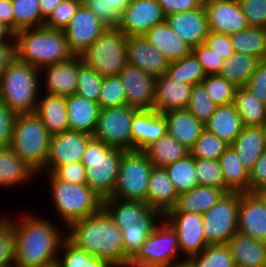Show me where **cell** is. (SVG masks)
<instances>
[{
    "instance_id": "14",
    "label": "cell",
    "mask_w": 266,
    "mask_h": 267,
    "mask_svg": "<svg viewBox=\"0 0 266 267\" xmlns=\"http://www.w3.org/2000/svg\"><path fill=\"white\" fill-rule=\"evenodd\" d=\"M92 138V135L71 130L51 135L48 157L42 172L52 173L59 166L81 162Z\"/></svg>"
},
{
    "instance_id": "62",
    "label": "cell",
    "mask_w": 266,
    "mask_h": 267,
    "mask_svg": "<svg viewBox=\"0 0 266 267\" xmlns=\"http://www.w3.org/2000/svg\"><path fill=\"white\" fill-rule=\"evenodd\" d=\"M266 189V152L264 151L249 172V192Z\"/></svg>"
},
{
    "instance_id": "30",
    "label": "cell",
    "mask_w": 266,
    "mask_h": 267,
    "mask_svg": "<svg viewBox=\"0 0 266 267\" xmlns=\"http://www.w3.org/2000/svg\"><path fill=\"white\" fill-rule=\"evenodd\" d=\"M235 267H266V242L236 233L226 243Z\"/></svg>"
},
{
    "instance_id": "67",
    "label": "cell",
    "mask_w": 266,
    "mask_h": 267,
    "mask_svg": "<svg viewBox=\"0 0 266 267\" xmlns=\"http://www.w3.org/2000/svg\"><path fill=\"white\" fill-rule=\"evenodd\" d=\"M0 42H15V32L0 21Z\"/></svg>"
},
{
    "instance_id": "61",
    "label": "cell",
    "mask_w": 266,
    "mask_h": 267,
    "mask_svg": "<svg viewBox=\"0 0 266 267\" xmlns=\"http://www.w3.org/2000/svg\"><path fill=\"white\" fill-rule=\"evenodd\" d=\"M16 114L0 100V149L10 146Z\"/></svg>"
},
{
    "instance_id": "58",
    "label": "cell",
    "mask_w": 266,
    "mask_h": 267,
    "mask_svg": "<svg viewBox=\"0 0 266 267\" xmlns=\"http://www.w3.org/2000/svg\"><path fill=\"white\" fill-rule=\"evenodd\" d=\"M245 88L266 104V59L259 61Z\"/></svg>"
},
{
    "instance_id": "33",
    "label": "cell",
    "mask_w": 266,
    "mask_h": 267,
    "mask_svg": "<svg viewBox=\"0 0 266 267\" xmlns=\"http://www.w3.org/2000/svg\"><path fill=\"white\" fill-rule=\"evenodd\" d=\"M223 189L208 186H196L179 194L177 204L167 212L198 213L203 215L210 210L225 194Z\"/></svg>"
},
{
    "instance_id": "27",
    "label": "cell",
    "mask_w": 266,
    "mask_h": 267,
    "mask_svg": "<svg viewBox=\"0 0 266 267\" xmlns=\"http://www.w3.org/2000/svg\"><path fill=\"white\" fill-rule=\"evenodd\" d=\"M162 114L166 120L167 133L190 150L205 129V124L188 109L172 110Z\"/></svg>"
},
{
    "instance_id": "38",
    "label": "cell",
    "mask_w": 266,
    "mask_h": 267,
    "mask_svg": "<svg viewBox=\"0 0 266 267\" xmlns=\"http://www.w3.org/2000/svg\"><path fill=\"white\" fill-rule=\"evenodd\" d=\"M243 126H265L266 104L245 87H237L234 102Z\"/></svg>"
},
{
    "instance_id": "5",
    "label": "cell",
    "mask_w": 266,
    "mask_h": 267,
    "mask_svg": "<svg viewBox=\"0 0 266 267\" xmlns=\"http://www.w3.org/2000/svg\"><path fill=\"white\" fill-rule=\"evenodd\" d=\"M50 136L42 120L34 112L16 114L9 147L41 174L48 157Z\"/></svg>"
},
{
    "instance_id": "37",
    "label": "cell",
    "mask_w": 266,
    "mask_h": 267,
    "mask_svg": "<svg viewBox=\"0 0 266 267\" xmlns=\"http://www.w3.org/2000/svg\"><path fill=\"white\" fill-rule=\"evenodd\" d=\"M144 152L154 167H165L190 154V150L169 133L149 145Z\"/></svg>"
},
{
    "instance_id": "41",
    "label": "cell",
    "mask_w": 266,
    "mask_h": 267,
    "mask_svg": "<svg viewBox=\"0 0 266 267\" xmlns=\"http://www.w3.org/2000/svg\"><path fill=\"white\" fill-rule=\"evenodd\" d=\"M164 168L178 194L187 192L198 186L195 158L191 154H188L181 160L166 165Z\"/></svg>"
},
{
    "instance_id": "42",
    "label": "cell",
    "mask_w": 266,
    "mask_h": 267,
    "mask_svg": "<svg viewBox=\"0 0 266 267\" xmlns=\"http://www.w3.org/2000/svg\"><path fill=\"white\" fill-rule=\"evenodd\" d=\"M59 250L64 254L57 257L60 267H114L109 261L95 257L85 250L79 249L67 237L62 241Z\"/></svg>"
},
{
    "instance_id": "71",
    "label": "cell",
    "mask_w": 266,
    "mask_h": 267,
    "mask_svg": "<svg viewBox=\"0 0 266 267\" xmlns=\"http://www.w3.org/2000/svg\"><path fill=\"white\" fill-rule=\"evenodd\" d=\"M44 267H60V265L57 262H53L51 264L45 265Z\"/></svg>"
},
{
    "instance_id": "6",
    "label": "cell",
    "mask_w": 266,
    "mask_h": 267,
    "mask_svg": "<svg viewBox=\"0 0 266 267\" xmlns=\"http://www.w3.org/2000/svg\"><path fill=\"white\" fill-rule=\"evenodd\" d=\"M124 151L94 138L87 144L81 161L86 169V184L102 199L110 197L115 189Z\"/></svg>"
},
{
    "instance_id": "63",
    "label": "cell",
    "mask_w": 266,
    "mask_h": 267,
    "mask_svg": "<svg viewBox=\"0 0 266 267\" xmlns=\"http://www.w3.org/2000/svg\"><path fill=\"white\" fill-rule=\"evenodd\" d=\"M165 16L173 13L184 12L199 8L203 2L201 0H157Z\"/></svg>"
},
{
    "instance_id": "8",
    "label": "cell",
    "mask_w": 266,
    "mask_h": 267,
    "mask_svg": "<svg viewBox=\"0 0 266 267\" xmlns=\"http://www.w3.org/2000/svg\"><path fill=\"white\" fill-rule=\"evenodd\" d=\"M153 167L144 151L125 150L110 197L147 203L148 182Z\"/></svg>"
},
{
    "instance_id": "60",
    "label": "cell",
    "mask_w": 266,
    "mask_h": 267,
    "mask_svg": "<svg viewBox=\"0 0 266 267\" xmlns=\"http://www.w3.org/2000/svg\"><path fill=\"white\" fill-rule=\"evenodd\" d=\"M204 44L224 60L235 53L230 35L227 34L209 31L208 36L204 40Z\"/></svg>"
},
{
    "instance_id": "64",
    "label": "cell",
    "mask_w": 266,
    "mask_h": 267,
    "mask_svg": "<svg viewBox=\"0 0 266 267\" xmlns=\"http://www.w3.org/2000/svg\"><path fill=\"white\" fill-rule=\"evenodd\" d=\"M15 42H0V77L7 68L8 63L15 57Z\"/></svg>"
},
{
    "instance_id": "53",
    "label": "cell",
    "mask_w": 266,
    "mask_h": 267,
    "mask_svg": "<svg viewBox=\"0 0 266 267\" xmlns=\"http://www.w3.org/2000/svg\"><path fill=\"white\" fill-rule=\"evenodd\" d=\"M12 219L0 216V267L15 266Z\"/></svg>"
},
{
    "instance_id": "32",
    "label": "cell",
    "mask_w": 266,
    "mask_h": 267,
    "mask_svg": "<svg viewBox=\"0 0 266 267\" xmlns=\"http://www.w3.org/2000/svg\"><path fill=\"white\" fill-rule=\"evenodd\" d=\"M243 127L234 104L217 105L216 110L205 123V129L229 145L234 142Z\"/></svg>"
},
{
    "instance_id": "2",
    "label": "cell",
    "mask_w": 266,
    "mask_h": 267,
    "mask_svg": "<svg viewBox=\"0 0 266 267\" xmlns=\"http://www.w3.org/2000/svg\"><path fill=\"white\" fill-rule=\"evenodd\" d=\"M66 237L79 249L109 261L114 267H128L124 238L120 227L101 208L69 226Z\"/></svg>"
},
{
    "instance_id": "15",
    "label": "cell",
    "mask_w": 266,
    "mask_h": 267,
    "mask_svg": "<svg viewBox=\"0 0 266 267\" xmlns=\"http://www.w3.org/2000/svg\"><path fill=\"white\" fill-rule=\"evenodd\" d=\"M165 19L157 0H132L122 11L117 28L126 36H141Z\"/></svg>"
},
{
    "instance_id": "56",
    "label": "cell",
    "mask_w": 266,
    "mask_h": 267,
    "mask_svg": "<svg viewBox=\"0 0 266 267\" xmlns=\"http://www.w3.org/2000/svg\"><path fill=\"white\" fill-rule=\"evenodd\" d=\"M206 75L219 74L225 60L209 49L204 43L192 48Z\"/></svg>"
},
{
    "instance_id": "70",
    "label": "cell",
    "mask_w": 266,
    "mask_h": 267,
    "mask_svg": "<svg viewBox=\"0 0 266 267\" xmlns=\"http://www.w3.org/2000/svg\"><path fill=\"white\" fill-rule=\"evenodd\" d=\"M263 146H264V150L266 152V125L263 126Z\"/></svg>"
},
{
    "instance_id": "17",
    "label": "cell",
    "mask_w": 266,
    "mask_h": 267,
    "mask_svg": "<svg viewBox=\"0 0 266 267\" xmlns=\"http://www.w3.org/2000/svg\"><path fill=\"white\" fill-rule=\"evenodd\" d=\"M163 217L176 230L181 254H185L184 258L199 254L209 245L205 240L201 214L166 212Z\"/></svg>"
},
{
    "instance_id": "36",
    "label": "cell",
    "mask_w": 266,
    "mask_h": 267,
    "mask_svg": "<svg viewBox=\"0 0 266 267\" xmlns=\"http://www.w3.org/2000/svg\"><path fill=\"white\" fill-rule=\"evenodd\" d=\"M218 161L225 181V192H249V171L231 146Z\"/></svg>"
},
{
    "instance_id": "68",
    "label": "cell",
    "mask_w": 266,
    "mask_h": 267,
    "mask_svg": "<svg viewBox=\"0 0 266 267\" xmlns=\"http://www.w3.org/2000/svg\"><path fill=\"white\" fill-rule=\"evenodd\" d=\"M162 267H192V264L187 258H184V259L182 258L180 262L177 261V262L169 263Z\"/></svg>"
},
{
    "instance_id": "26",
    "label": "cell",
    "mask_w": 266,
    "mask_h": 267,
    "mask_svg": "<svg viewBox=\"0 0 266 267\" xmlns=\"http://www.w3.org/2000/svg\"><path fill=\"white\" fill-rule=\"evenodd\" d=\"M179 194L164 167H153L147 192V204L164 215L177 204Z\"/></svg>"
},
{
    "instance_id": "54",
    "label": "cell",
    "mask_w": 266,
    "mask_h": 267,
    "mask_svg": "<svg viewBox=\"0 0 266 267\" xmlns=\"http://www.w3.org/2000/svg\"><path fill=\"white\" fill-rule=\"evenodd\" d=\"M81 4L82 0H62L45 21L44 27L63 31Z\"/></svg>"
},
{
    "instance_id": "51",
    "label": "cell",
    "mask_w": 266,
    "mask_h": 267,
    "mask_svg": "<svg viewBox=\"0 0 266 267\" xmlns=\"http://www.w3.org/2000/svg\"><path fill=\"white\" fill-rule=\"evenodd\" d=\"M198 186L215 187L225 191V181L218 160L195 158Z\"/></svg>"
},
{
    "instance_id": "25",
    "label": "cell",
    "mask_w": 266,
    "mask_h": 267,
    "mask_svg": "<svg viewBox=\"0 0 266 267\" xmlns=\"http://www.w3.org/2000/svg\"><path fill=\"white\" fill-rule=\"evenodd\" d=\"M193 85L179 83L166 74L156 77L154 110L164 113L172 110L187 109Z\"/></svg>"
},
{
    "instance_id": "40",
    "label": "cell",
    "mask_w": 266,
    "mask_h": 267,
    "mask_svg": "<svg viewBox=\"0 0 266 267\" xmlns=\"http://www.w3.org/2000/svg\"><path fill=\"white\" fill-rule=\"evenodd\" d=\"M230 39L235 53H245L266 59V29L248 27L237 33L231 34Z\"/></svg>"
},
{
    "instance_id": "28",
    "label": "cell",
    "mask_w": 266,
    "mask_h": 267,
    "mask_svg": "<svg viewBox=\"0 0 266 267\" xmlns=\"http://www.w3.org/2000/svg\"><path fill=\"white\" fill-rule=\"evenodd\" d=\"M69 130L92 135L99 117L100 106L80 95L66 97Z\"/></svg>"
},
{
    "instance_id": "3",
    "label": "cell",
    "mask_w": 266,
    "mask_h": 267,
    "mask_svg": "<svg viewBox=\"0 0 266 267\" xmlns=\"http://www.w3.org/2000/svg\"><path fill=\"white\" fill-rule=\"evenodd\" d=\"M15 57L41 69L65 61L74 54L69 50L62 30L46 27L27 28L15 33Z\"/></svg>"
},
{
    "instance_id": "49",
    "label": "cell",
    "mask_w": 266,
    "mask_h": 267,
    "mask_svg": "<svg viewBox=\"0 0 266 267\" xmlns=\"http://www.w3.org/2000/svg\"><path fill=\"white\" fill-rule=\"evenodd\" d=\"M98 104L100 109L127 105L125 90L119 75L103 76Z\"/></svg>"
},
{
    "instance_id": "52",
    "label": "cell",
    "mask_w": 266,
    "mask_h": 267,
    "mask_svg": "<svg viewBox=\"0 0 266 267\" xmlns=\"http://www.w3.org/2000/svg\"><path fill=\"white\" fill-rule=\"evenodd\" d=\"M213 102L202 83L193 85L187 109L202 123H206L216 110Z\"/></svg>"
},
{
    "instance_id": "39",
    "label": "cell",
    "mask_w": 266,
    "mask_h": 267,
    "mask_svg": "<svg viewBox=\"0 0 266 267\" xmlns=\"http://www.w3.org/2000/svg\"><path fill=\"white\" fill-rule=\"evenodd\" d=\"M259 61L249 54L234 53L225 60L219 75L236 87H245Z\"/></svg>"
},
{
    "instance_id": "4",
    "label": "cell",
    "mask_w": 266,
    "mask_h": 267,
    "mask_svg": "<svg viewBox=\"0 0 266 267\" xmlns=\"http://www.w3.org/2000/svg\"><path fill=\"white\" fill-rule=\"evenodd\" d=\"M40 78V69L14 57L0 77V100L15 114L35 112Z\"/></svg>"
},
{
    "instance_id": "18",
    "label": "cell",
    "mask_w": 266,
    "mask_h": 267,
    "mask_svg": "<svg viewBox=\"0 0 266 267\" xmlns=\"http://www.w3.org/2000/svg\"><path fill=\"white\" fill-rule=\"evenodd\" d=\"M203 5L210 32L231 35L250 27L238 0H210Z\"/></svg>"
},
{
    "instance_id": "45",
    "label": "cell",
    "mask_w": 266,
    "mask_h": 267,
    "mask_svg": "<svg viewBox=\"0 0 266 267\" xmlns=\"http://www.w3.org/2000/svg\"><path fill=\"white\" fill-rule=\"evenodd\" d=\"M192 267H235L226 244H209L199 254L187 258Z\"/></svg>"
},
{
    "instance_id": "9",
    "label": "cell",
    "mask_w": 266,
    "mask_h": 267,
    "mask_svg": "<svg viewBox=\"0 0 266 267\" xmlns=\"http://www.w3.org/2000/svg\"><path fill=\"white\" fill-rule=\"evenodd\" d=\"M180 253L177 232L162 217L137 253L130 259L128 267H162L180 261Z\"/></svg>"
},
{
    "instance_id": "20",
    "label": "cell",
    "mask_w": 266,
    "mask_h": 267,
    "mask_svg": "<svg viewBox=\"0 0 266 267\" xmlns=\"http://www.w3.org/2000/svg\"><path fill=\"white\" fill-rule=\"evenodd\" d=\"M126 57L128 64L137 66L145 73L156 77L165 74L170 63L144 35L127 36Z\"/></svg>"
},
{
    "instance_id": "1",
    "label": "cell",
    "mask_w": 266,
    "mask_h": 267,
    "mask_svg": "<svg viewBox=\"0 0 266 267\" xmlns=\"http://www.w3.org/2000/svg\"><path fill=\"white\" fill-rule=\"evenodd\" d=\"M26 213L18 220L12 217L15 266L44 267L56 262L66 235L53 222Z\"/></svg>"
},
{
    "instance_id": "19",
    "label": "cell",
    "mask_w": 266,
    "mask_h": 267,
    "mask_svg": "<svg viewBox=\"0 0 266 267\" xmlns=\"http://www.w3.org/2000/svg\"><path fill=\"white\" fill-rule=\"evenodd\" d=\"M119 77L125 90L127 105L138 109H154L156 76L127 63Z\"/></svg>"
},
{
    "instance_id": "21",
    "label": "cell",
    "mask_w": 266,
    "mask_h": 267,
    "mask_svg": "<svg viewBox=\"0 0 266 267\" xmlns=\"http://www.w3.org/2000/svg\"><path fill=\"white\" fill-rule=\"evenodd\" d=\"M78 68L79 55H73L65 61L42 67L40 75L44 79L41 78L40 80L45 81L46 93L64 97L75 94Z\"/></svg>"
},
{
    "instance_id": "24",
    "label": "cell",
    "mask_w": 266,
    "mask_h": 267,
    "mask_svg": "<svg viewBox=\"0 0 266 267\" xmlns=\"http://www.w3.org/2000/svg\"><path fill=\"white\" fill-rule=\"evenodd\" d=\"M167 133V124L162 113L154 109H140L131 124L132 150L144 151Z\"/></svg>"
},
{
    "instance_id": "44",
    "label": "cell",
    "mask_w": 266,
    "mask_h": 267,
    "mask_svg": "<svg viewBox=\"0 0 266 267\" xmlns=\"http://www.w3.org/2000/svg\"><path fill=\"white\" fill-rule=\"evenodd\" d=\"M14 14V32L27 28L43 27L39 0H11Z\"/></svg>"
},
{
    "instance_id": "59",
    "label": "cell",
    "mask_w": 266,
    "mask_h": 267,
    "mask_svg": "<svg viewBox=\"0 0 266 267\" xmlns=\"http://www.w3.org/2000/svg\"><path fill=\"white\" fill-rule=\"evenodd\" d=\"M52 174L57 179L72 184H86V169L81 162L59 166Z\"/></svg>"
},
{
    "instance_id": "65",
    "label": "cell",
    "mask_w": 266,
    "mask_h": 267,
    "mask_svg": "<svg viewBox=\"0 0 266 267\" xmlns=\"http://www.w3.org/2000/svg\"><path fill=\"white\" fill-rule=\"evenodd\" d=\"M0 21L14 31V14L11 0H0Z\"/></svg>"
},
{
    "instance_id": "31",
    "label": "cell",
    "mask_w": 266,
    "mask_h": 267,
    "mask_svg": "<svg viewBox=\"0 0 266 267\" xmlns=\"http://www.w3.org/2000/svg\"><path fill=\"white\" fill-rule=\"evenodd\" d=\"M153 47L171 62L192 52V48L165 22L154 25L145 35Z\"/></svg>"
},
{
    "instance_id": "11",
    "label": "cell",
    "mask_w": 266,
    "mask_h": 267,
    "mask_svg": "<svg viewBox=\"0 0 266 267\" xmlns=\"http://www.w3.org/2000/svg\"><path fill=\"white\" fill-rule=\"evenodd\" d=\"M240 192H227L202 215L205 240L208 244H226L238 233Z\"/></svg>"
},
{
    "instance_id": "13",
    "label": "cell",
    "mask_w": 266,
    "mask_h": 267,
    "mask_svg": "<svg viewBox=\"0 0 266 267\" xmlns=\"http://www.w3.org/2000/svg\"><path fill=\"white\" fill-rule=\"evenodd\" d=\"M108 27L83 4L64 28L69 50L74 55H81Z\"/></svg>"
},
{
    "instance_id": "66",
    "label": "cell",
    "mask_w": 266,
    "mask_h": 267,
    "mask_svg": "<svg viewBox=\"0 0 266 267\" xmlns=\"http://www.w3.org/2000/svg\"><path fill=\"white\" fill-rule=\"evenodd\" d=\"M62 0H39L42 18L46 21Z\"/></svg>"
},
{
    "instance_id": "34",
    "label": "cell",
    "mask_w": 266,
    "mask_h": 267,
    "mask_svg": "<svg viewBox=\"0 0 266 267\" xmlns=\"http://www.w3.org/2000/svg\"><path fill=\"white\" fill-rule=\"evenodd\" d=\"M230 146L238 154L244 167L250 172L258 158L265 151L263 146V126H244Z\"/></svg>"
},
{
    "instance_id": "16",
    "label": "cell",
    "mask_w": 266,
    "mask_h": 267,
    "mask_svg": "<svg viewBox=\"0 0 266 267\" xmlns=\"http://www.w3.org/2000/svg\"><path fill=\"white\" fill-rule=\"evenodd\" d=\"M102 208L120 229L140 227L142 224H157L163 217L159 211L150 207L146 202L114 197L103 199Z\"/></svg>"
},
{
    "instance_id": "35",
    "label": "cell",
    "mask_w": 266,
    "mask_h": 267,
    "mask_svg": "<svg viewBox=\"0 0 266 267\" xmlns=\"http://www.w3.org/2000/svg\"><path fill=\"white\" fill-rule=\"evenodd\" d=\"M38 173L25 163L10 147L0 149V186L11 187L28 182Z\"/></svg>"
},
{
    "instance_id": "7",
    "label": "cell",
    "mask_w": 266,
    "mask_h": 267,
    "mask_svg": "<svg viewBox=\"0 0 266 267\" xmlns=\"http://www.w3.org/2000/svg\"><path fill=\"white\" fill-rule=\"evenodd\" d=\"M46 175L51 185L55 213L66 222L67 227L102 208L103 199L87 184H72L59 180L52 173Z\"/></svg>"
},
{
    "instance_id": "46",
    "label": "cell",
    "mask_w": 266,
    "mask_h": 267,
    "mask_svg": "<svg viewBox=\"0 0 266 267\" xmlns=\"http://www.w3.org/2000/svg\"><path fill=\"white\" fill-rule=\"evenodd\" d=\"M132 0H82L108 28H117L122 11Z\"/></svg>"
},
{
    "instance_id": "29",
    "label": "cell",
    "mask_w": 266,
    "mask_h": 267,
    "mask_svg": "<svg viewBox=\"0 0 266 267\" xmlns=\"http://www.w3.org/2000/svg\"><path fill=\"white\" fill-rule=\"evenodd\" d=\"M38 98L35 114L42 120L50 135L69 130L66 97L41 94Z\"/></svg>"
},
{
    "instance_id": "48",
    "label": "cell",
    "mask_w": 266,
    "mask_h": 267,
    "mask_svg": "<svg viewBox=\"0 0 266 267\" xmlns=\"http://www.w3.org/2000/svg\"><path fill=\"white\" fill-rule=\"evenodd\" d=\"M229 146V144L219 139L215 134L204 129L190 149V154L194 158L218 160Z\"/></svg>"
},
{
    "instance_id": "55",
    "label": "cell",
    "mask_w": 266,
    "mask_h": 267,
    "mask_svg": "<svg viewBox=\"0 0 266 267\" xmlns=\"http://www.w3.org/2000/svg\"><path fill=\"white\" fill-rule=\"evenodd\" d=\"M156 224H142L140 227L121 228L126 256L131 259L151 234Z\"/></svg>"
},
{
    "instance_id": "50",
    "label": "cell",
    "mask_w": 266,
    "mask_h": 267,
    "mask_svg": "<svg viewBox=\"0 0 266 267\" xmlns=\"http://www.w3.org/2000/svg\"><path fill=\"white\" fill-rule=\"evenodd\" d=\"M201 83L215 104H233L237 87L219 74L206 75Z\"/></svg>"
},
{
    "instance_id": "22",
    "label": "cell",
    "mask_w": 266,
    "mask_h": 267,
    "mask_svg": "<svg viewBox=\"0 0 266 267\" xmlns=\"http://www.w3.org/2000/svg\"><path fill=\"white\" fill-rule=\"evenodd\" d=\"M165 21L191 48L203 44L209 33L203 4L193 10L170 14Z\"/></svg>"
},
{
    "instance_id": "43",
    "label": "cell",
    "mask_w": 266,
    "mask_h": 267,
    "mask_svg": "<svg viewBox=\"0 0 266 267\" xmlns=\"http://www.w3.org/2000/svg\"><path fill=\"white\" fill-rule=\"evenodd\" d=\"M165 74L175 82L192 85L201 83L206 77L201 64L192 52L180 60L171 61Z\"/></svg>"
},
{
    "instance_id": "57",
    "label": "cell",
    "mask_w": 266,
    "mask_h": 267,
    "mask_svg": "<svg viewBox=\"0 0 266 267\" xmlns=\"http://www.w3.org/2000/svg\"><path fill=\"white\" fill-rule=\"evenodd\" d=\"M248 23L266 29V0H238Z\"/></svg>"
},
{
    "instance_id": "12",
    "label": "cell",
    "mask_w": 266,
    "mask_h": 267,
    "mask_svg": "<svg viewBox=\"0 0 266 267\" xmlns=\"http://www.w3.org/2000/svg\"><path fill=\"white\" fill-rule=\"evenodd\" d=\"M139 110L129 105L100 109L92 137L109 146L132 150L131 124Z\"/></svg>"
},
{
    "instance_id": "10",
    "label": "cell",
    "mask_w": 266,
    "mask_h": 267,
    "mask_svg": "<svg viewBox=\"0 0 266 267\" xmlns=\"http://www.w3.org/2000/svg\"><path fill=\"white\" fill-rule=\"evenodd\" d=\"M127 36L118 28L105 32L80 56L83 63L102 76L119 75L127 64Z\"/></svg>"
},
{
    "instance_id": "47",
    "label": "cell",
    "mask_w": 266,
    "mask_h": 267,
    "mask_svg": "<svg viewBox=\"0 0 266 267\" xmlns=\"http://www.w3.org/2000/svg\"><path fill=\"white\" fill-rule=\"evenodd\" d=\"M102 80L103 76L83 63L79 55L77 90L75 94L98 103Z\"/></svg>"
},
{
    "instance_id": "69",
    "label": "cell",
    "mask_w": 266,
    "mask_h": 267,
    "mask_svg": "<svg viewBox=\"0 0 266 267\" xmlns=\"http://www.w3.org/2000/svg\"><path fill=\"white\" fill-rule=\"evenodd\" d=\"M263 202L266 208V189L254 192Z\"/></svg>"
},
{
    "instance_id": "23",
    "label": "cell",
    "mask_w": 266,
    "mask_h": 267,
    "mask_svg": "<svg viewBox=\"0 0 266 267\" xmlns=\"http://www.w3.org/2000/svg\"><path fill=\"white\" fill-rule=\"evenodd\" d=\"M238 233L266 242V208L253 192L240 193Z\"/></svg>"
}]
</instances>
